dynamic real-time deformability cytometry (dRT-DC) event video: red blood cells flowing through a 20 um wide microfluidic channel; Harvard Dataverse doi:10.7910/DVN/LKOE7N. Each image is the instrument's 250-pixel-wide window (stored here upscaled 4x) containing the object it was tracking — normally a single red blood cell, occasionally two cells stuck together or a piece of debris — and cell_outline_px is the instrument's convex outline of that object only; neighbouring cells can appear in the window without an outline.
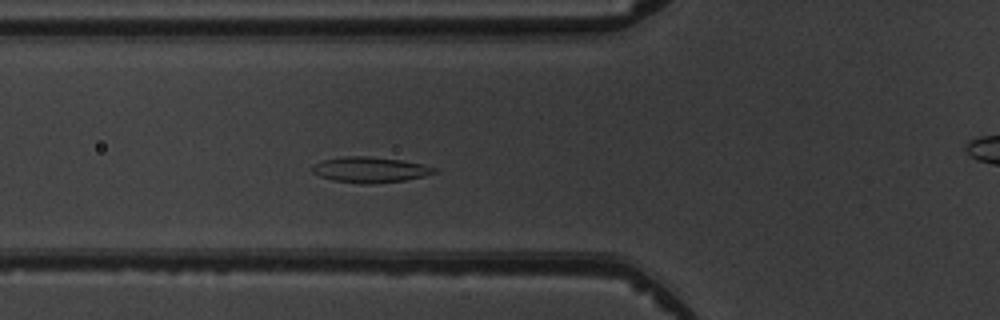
{"species": "common noctule bat (a hibernating species)", "species_latin": "Nyctalus noctula", "temperature_condition": "warm", "stored_images_in_passage": 5, "camera_frame_rate_fps": 3000, "um_per_image_px": 0.085, "animal": {"sex": "male", "body_mass_g": 19.5, "forearm_length_mm": 54.6}, "frame": {"image": 1, "passage_image": 4, "time_ms": 3.333, "image_size_px": [1000, 320], "cell_outline_px": [[440, 172], [424, 176], [404, 180], [372, 184], [360, 184], [332, 180], [320, 176], [312, 172], [312, 164], [320, 160], [344, 156], [368, 156], [404, 160], [424, 164], [440, 168]], "centroid_in_image_um": [31.5, 14.42], "position_along_channel_um": 94.3, "area_um2": 18.67}}